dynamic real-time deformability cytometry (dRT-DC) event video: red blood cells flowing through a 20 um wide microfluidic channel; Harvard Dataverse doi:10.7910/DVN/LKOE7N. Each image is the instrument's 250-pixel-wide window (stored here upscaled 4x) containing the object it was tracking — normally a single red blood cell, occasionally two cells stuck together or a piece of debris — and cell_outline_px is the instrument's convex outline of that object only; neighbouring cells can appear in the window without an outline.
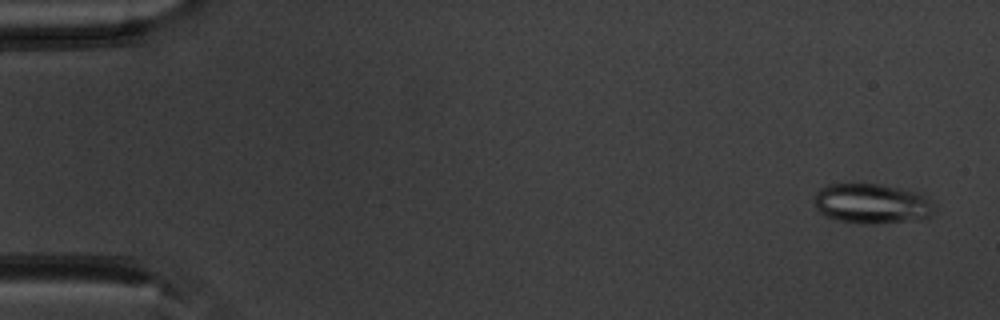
{"species": "common noctule bat (a hibernating species)", "species_latin": "Nyctalus noctula", "temperature_condition": "warm", "stored_images_in_passage": 54, "camera_frame_rate_fps": 3000, "um_per_image_px": 0.085, "animal": {"sex": "male", "body_mass_g": 20.1, "forearm_length_mm": 53.5}, "frame": {"image": 1, "passage_image": 3, "time_ms": 0.667, "image_size_px": [1000, 320], "cell_outline_px": [[936, 208], [924, 220], [872, 224], [864, 224], [840, 220], [828, 216], [820, 212], [816, 208], [812, 200], [816, 192], [820, 188], [828, 184], [880, 184], [916, 192], [924, 196]], "centroid_in_image_um": [74.09, 17.32], "position_along_channel_um": 10.9, "area_um2": 27.98}}
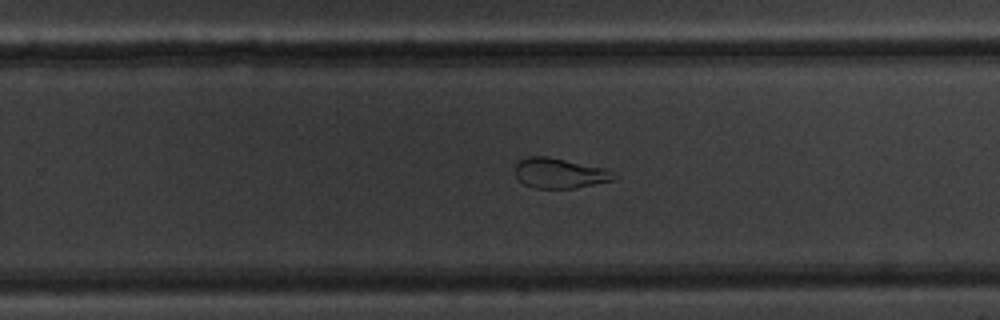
{"frame": {"image": 2, "passage_image": 35, "time_ms": 11.333, "image_size_px": [1000, 320], "cell_outline_px": [[620, 176], [612, 180], [576, 188], [532, 188], [524, 184], [516, 176], [516, 160], [528, 156], [548, 156], [608, 168]], "centroid_in_image_um": [47.6, 14.7], "position_along_channel_um": 282.2, "area_um2": 17.69}}
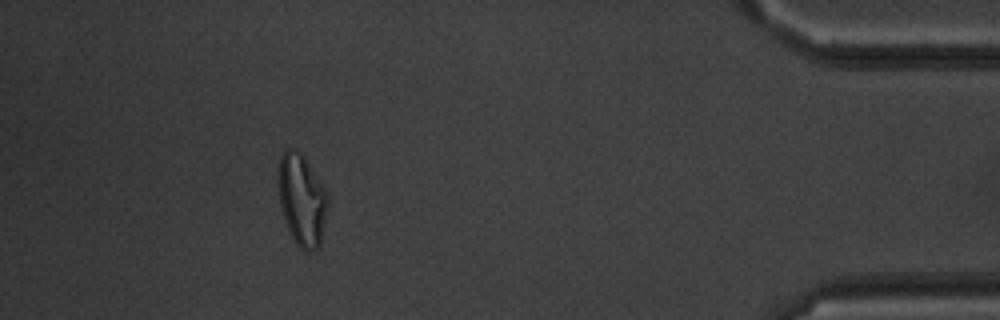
{"frame": {"image": 3, "passage_image": 49, "time_ms": 16.0, "image_size_px": [1000, 320], "cell_outline_px": [[328, 208], [320, 248], [308, 252], [304, 252], [296, 244], [288, 232], [280, 208], [276, 184], [276, 172], [280, 156], [288, 148], [292, 148], [304, 156], [328, 192]], "centroid_in_image_um": [25.64, 17.01], "position_along_channel_um": 409.6, "area_um2": 27.46}, "authors_computed_cell_mechanics": {"area_um2": 24.8829, "velocity_mm_per_s": 3.8291, "shape_relaxation_time_tau1_ms": null, "shape_relaxation_time_tau2_ms": 2.5229, "deformation_change_tau1": null, "deformation_change_tau2": 0.0833}}